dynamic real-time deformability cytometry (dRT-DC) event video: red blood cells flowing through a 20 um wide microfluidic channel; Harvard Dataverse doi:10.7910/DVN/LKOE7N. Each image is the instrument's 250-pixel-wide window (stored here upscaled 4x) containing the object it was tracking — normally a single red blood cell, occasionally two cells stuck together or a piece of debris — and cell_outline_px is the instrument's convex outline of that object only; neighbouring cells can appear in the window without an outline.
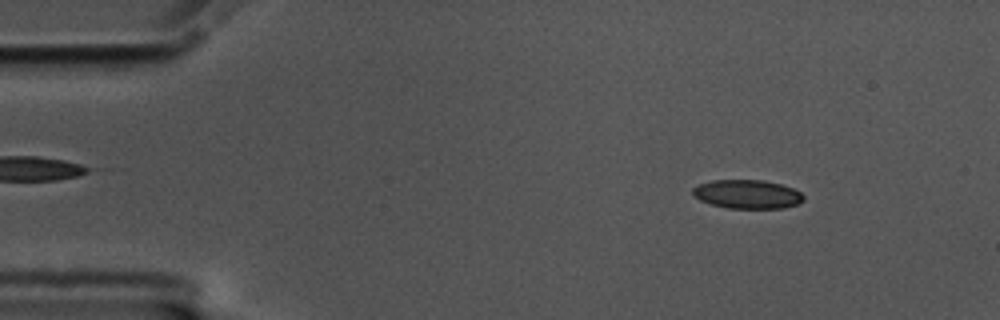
{"species": "common noctule bat (a hibernating species)", "species_latin": "Nyctalus noctula", "temperature_condition": "cold", "stored_images_in_passage": 57, "camera_frame_rate_fps": 3000, "um_per_image_px": 0.085, "animal": {"sex": "male", "body_mass_g": 17.5, "forearm_length_mm": 52.3}, "frame": {"image": 1, "passage_image": 7, "time_ms": 2.0, "image_size_px": [1000, 320], "cell_outline_px": [[804, 200], [796, 204], [784, 208], [728, 208], [712, 204], [700, 200], [692, 196], [692, 188], [700, 184], [712, 180], [764, 180], [780, 184], [792, 188], [800, 192], [804, 196]], "centroid_in_image_um": [63.5, 16.5], "position_along_channel_um": 21.5, "area_um2": 18.55}}
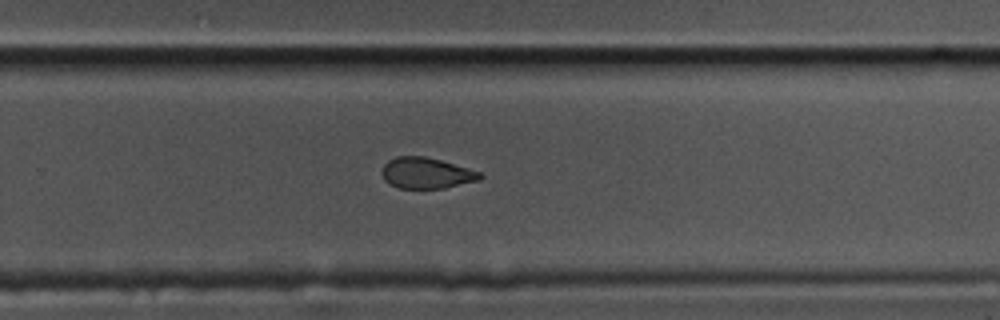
{"frame": {"image": 2, "passage_image": 37, "time_ms": 12.0, "image_size_px": [1000, 320], "cell_outline_px": [[484, 176], [480, 180], [444, 188], [400, 188], [388, 184], [384, 180], [384, 164], [388, 160], [396, 156], [424, 156], [440, 160], [468, 168], [480, 172]], "centroid_in_image_um": [36.26, 14.71], "position_along_channel_um": 293.5, "area_um2": 17.57}}
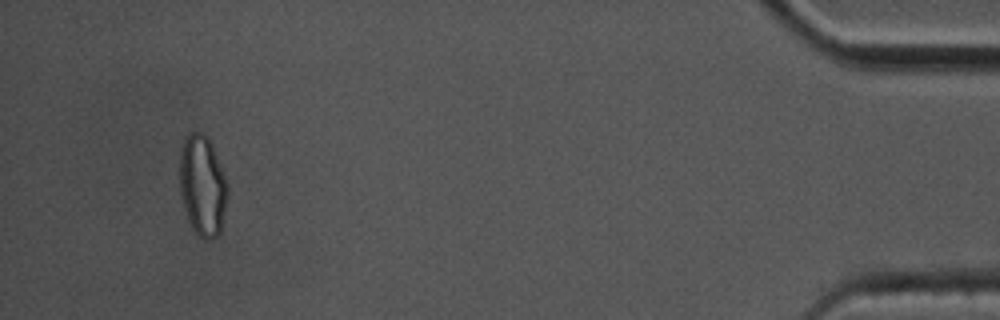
{"frame": {"image": 3, "passage_image": 54, "time_ms": 17.667, "image_size_px": [1000, 320], "cell_outline_px": [[228, 196], [220, 232], [212, 240], [204, 240], [192, 228], [188, 220], [180, 192], [180, 148], [188, 132], [200, 132], [208, 136], [212, 144], [228, 184]], "centroid_in_image_um": [17.22, 15.76], "position_along_channel_um": 418.0, "area_um2": 28.26}, "authors_computed_cell_mechanics": {"area_um2": 19.2474, "velocity_mm_per_s": 3.4843, "shape_relaxation_time_tau1_ms": 8.564, "shape_relaxation_time_tau2_ms": 2.6473, "deformation_change_tau1": 0.1387, "deformation_change_tau2": 0.0843}}